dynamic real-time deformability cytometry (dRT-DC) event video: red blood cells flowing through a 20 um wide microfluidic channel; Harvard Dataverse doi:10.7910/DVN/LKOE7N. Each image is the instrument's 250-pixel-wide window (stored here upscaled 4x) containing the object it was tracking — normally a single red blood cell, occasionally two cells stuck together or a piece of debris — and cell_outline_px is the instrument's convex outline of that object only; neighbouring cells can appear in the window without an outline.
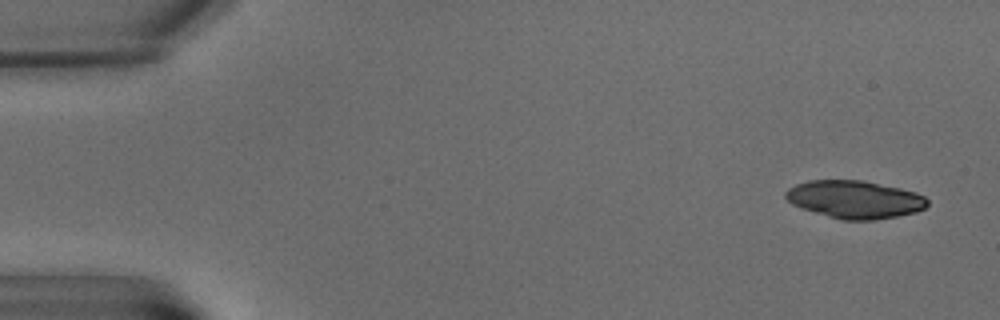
{"species": "common noctule bat (a hibernating species)", "species_latin": "Nyctalus noctula", "temperature_condition": "warm", "stored_images_in_passage": 8, "camera_frame_rate_fps": 3000, "um_per_image_px": 0.085, "animal": {"sex": "male", "body_mass_g": 15.6}, "frame": {"image": 1, "passage_image": 1, "time_ms": 0.0, "image_size_px": [1000, 320], "cell_outline_px": [[928, 204], [924, 208], [916, 212], [896, 216], [872, 220], [840, 220], [800, 208], [792, 204], [784, 196], [784, 192], [788, 188], [796, 184], [808, 180], [864, 180], [900, 188], [916, 192], [924, 196], [928, 200]], "centroid_in_image_um": [72.63, 16.95], "position_along_channel_um": 12.4, "area_um2": 31.39}}
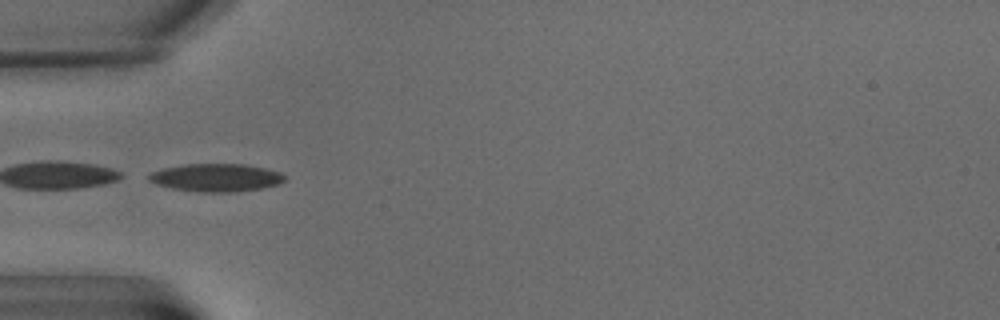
{"frame": {"image": 2, "passage_image": 6, "time_ms": 6.667, "image_size_px": [1000, 320], "cell_outline_px": [[284, 180], [280, 184], [260, 188], [232, 192], [196, 192], [172, 188], [156, 184], [148, 180], [144, 176], [152, 172], [164, 168], [184, 164], [244, 164], [264, 168], [280, 172], [284, 176]], "centroid_in_image_um": [18.32, 15.1], "position_along_channel_um": 66.7, "area_um2": 22.08}}